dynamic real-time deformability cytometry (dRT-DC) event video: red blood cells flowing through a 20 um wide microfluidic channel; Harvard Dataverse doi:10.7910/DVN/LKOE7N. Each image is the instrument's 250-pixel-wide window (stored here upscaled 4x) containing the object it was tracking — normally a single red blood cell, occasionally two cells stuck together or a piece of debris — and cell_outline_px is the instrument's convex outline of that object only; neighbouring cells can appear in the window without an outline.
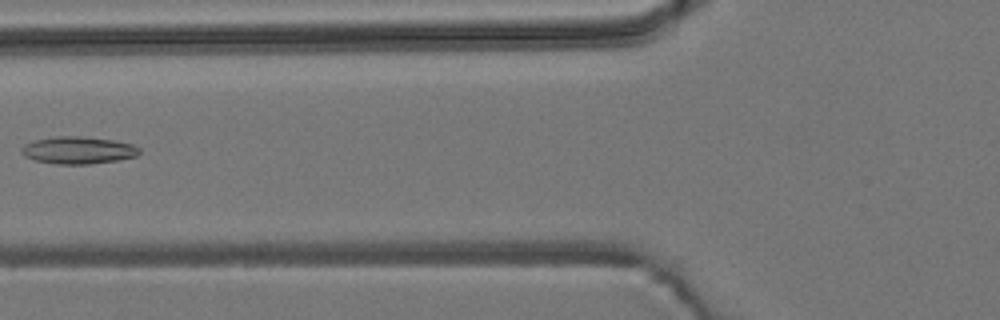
{"species": "common noctule bat (a hibernating species)", "species_latin": "Nyctalus noctula", "temperature_condition": "room temperature", "stored_images_in_passage": 4, "camera_frame_rate_fps": 3000, "um_per_image_px": 0.085, "animal": {"sex": "male", "body_mass_g": 19.2, "forearm_length_mm": 51.8}, "frame": {"image": 1, "passage_image": 4, "time_ms": 4.333, "image_size_px": [1000, 320], "cell_outline_px": [[140, 152], [136, 156], [116, 160], [88, 164], [56, 164], [36, 160], [24, 156], [20, 152], [20, 148], [24, 144], [36, 140], [56, 136], [80, 136], [116, 140], [132, 144], [140, 148]], "centroid_in_image_um": [6.63, 12.76], "position_along_channel_um": 119.2, "area_um2": 18.73}}